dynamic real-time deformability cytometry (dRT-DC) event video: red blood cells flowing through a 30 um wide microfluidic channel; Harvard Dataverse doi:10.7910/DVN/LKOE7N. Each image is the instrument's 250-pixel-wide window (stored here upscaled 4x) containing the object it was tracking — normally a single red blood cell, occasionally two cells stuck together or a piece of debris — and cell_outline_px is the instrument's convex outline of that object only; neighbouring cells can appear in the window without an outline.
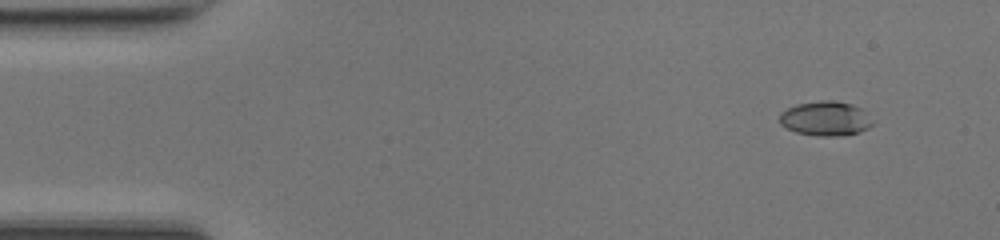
{"species": "common noctule bat (a hibernating species)", "species_latin": "Nyctalus noctula", "temperature_condition": "room temperature", "stored_images_in_passage": 46, "camera_frame_rate_fps": 3000, "um_per_image_px": 0.085, "animal": {"sex": "female", "body_mass_g": 17.0, "forearm_length_mm": 48.0}, "frame": {"image": 1, "passage_image": 1, "time_ms": 0.0, "image_size_px": [1000, 240], "cell_outline_px": [[876, 120], [868, 128], [860, 132], [844, 136], [820, 136], [796, 132], [780, 124], [780, 112], [796, 104], [820, 100], [836, 100], [852, 104], [860, 108]], "centroid_in_image_um": [70.21, 10.07], "position_along_channel_um": 14.8, "area_um2": 18.96}}
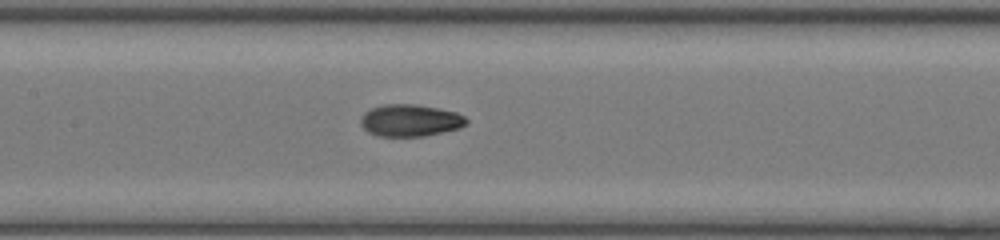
{"frame": {"image": 2, "passage_image": 20, "time_ms": 6.333, "image_size_px": [1000, 240], "cell_outline_px": [[468, 120], [460, 128], [424, 136], [376, 136], [368, 132], [360, 124], [360, 116], [364, 112], [372, 108], [384, 104], [416, 104], [440, 108], [456, 112], [464, 116]], "centroid_in_image_um": [34.84, 10.23], "position_along_channel_um": 172.6, "area_um2": 19.83}}
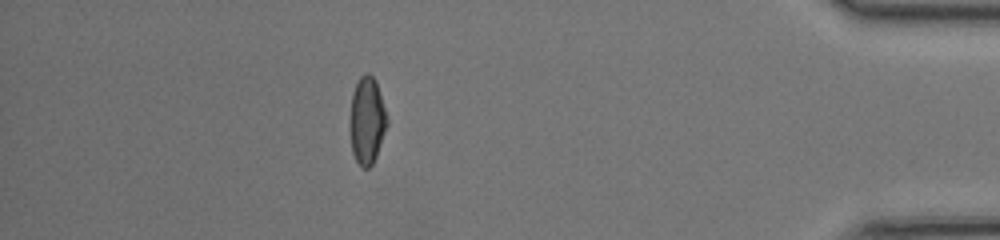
{"frame": {"image": 3, "passage_image": 40, "time_ms": 13.0, "image_size_px": [1000, 240], "cell_outline_px": [[388, 124], [376, 156], [372, 164], [368, 168], [360, 168], [352, 152], [352, 92], [360, 76], [364, 72], [368, 72], [376, 80], [388, 120]], "centroid_in_image_um": [31.23, 10.23], "position_along_channel_um": 404.0, "area_um2": 18.38}, "authors_computed_cell_mechanics": {"area_um2": 18.9873, "velocity_mm_per_s": 4.24, "shape_relaxation_time_tau1_ms": null, "shape_relaxation_time_tau2_ms": 1.1415, "deformation_change_tau1": null, "deformation_change_tau2": 0.0559}}